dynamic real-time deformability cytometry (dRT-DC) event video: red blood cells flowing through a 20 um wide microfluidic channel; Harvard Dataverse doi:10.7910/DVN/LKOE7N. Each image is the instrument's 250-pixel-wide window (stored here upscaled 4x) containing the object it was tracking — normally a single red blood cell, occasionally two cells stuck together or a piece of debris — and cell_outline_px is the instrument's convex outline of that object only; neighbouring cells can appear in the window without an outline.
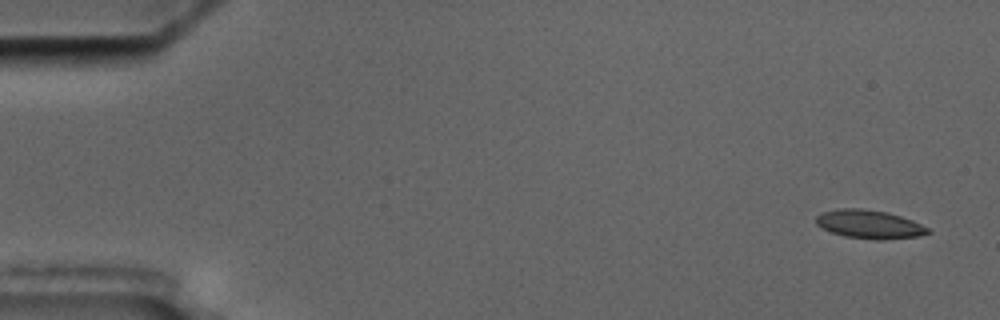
{"species": "common noctule bat (a hibernating species)", "species_latin": "Nyctalus noctula", "temperature_condition": "cold", "stored_images_in_passage": 4, "camera_frame_rate_fps": 3000, "um_per_image_px": 0.085, "animal": {"sex": "male", "body_mass_g": 17.5, "forearm_length_mm": 52.3}, "frame": {"image": 1, "passage_image": 1, "time_ms": 0.0, "image_size_px": [1000, 320], "cell_outline_px": [[932, 232], [920, 236], [880, 240], [844, 236], [832, 232], [816, 224], [816, 216], [820, 212], [840, 208], [860, 208], [888, 212], [912, 220], [928, 228]], "centroid_in_image_um": [73.89, 19.05], "position_along_channel_um": 11.1, "area_um2": 18.55}}